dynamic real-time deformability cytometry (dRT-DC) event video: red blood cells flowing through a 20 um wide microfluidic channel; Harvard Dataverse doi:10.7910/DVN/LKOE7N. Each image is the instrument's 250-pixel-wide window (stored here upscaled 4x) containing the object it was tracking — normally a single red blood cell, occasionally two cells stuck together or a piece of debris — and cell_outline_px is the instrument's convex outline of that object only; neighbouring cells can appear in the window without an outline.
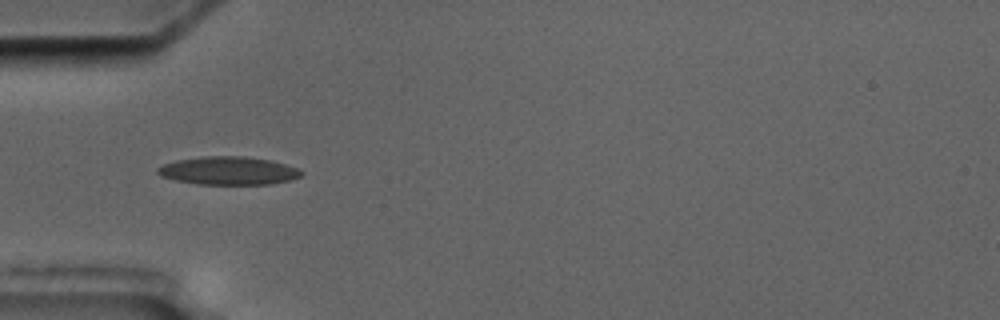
{"species": "common noctule bat (a hibernating species)", "species_latin": "Nyctalus noctula", "temperature_condition": "cold", "stored_images_in_passage": 6, "camera_frame_rate_fps": 3000, "um_per_image_px": 0.085, "animal": {"sex": "male", "body_mass_g": 17.5, "forearm_length_mm": 52.3}, "frame": {"image": 1, "passage_image": 5, "time_ms": 5.667, "image_size_px": [1000, 320], "cell_outline_px": [[304, 172], [300, 176], [288, 180], [268, 184], [196, 184], [176, 180], [160, 176], [156, 172], [156, 168], [164, 164], [176, 160], [204, 156], [244, 156], [272, 160], [296, 168]], "centroid_in_image_um": [19.37, 14.5], "position_along_channel_um": 65.6, "area_um2": 23.47}}
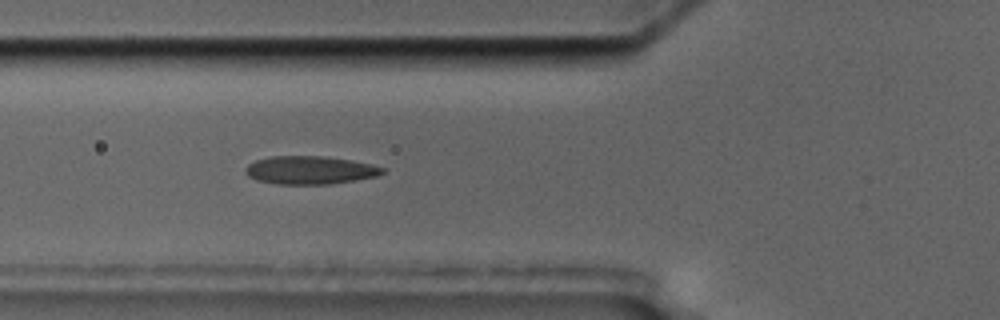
{"frame": {"image": 2, "passage_image": 6, "time_ms": 6.667, "image_size_px": [1000, 320], "cell_outline_px": [[384, 172], [376, 176], [356, 180], [328, 184], [276, 184], [256, 180], [248, 176], [244, 172], [244, 168], [248, 164], [256, 160], [272, 156], [328, 156], [352, 160], [372, 164], [384, 168]], "centroid_in_image_um": [26.33, 14.45], "position_along_channel_um": 99.5, "area_um2": 22.6}}